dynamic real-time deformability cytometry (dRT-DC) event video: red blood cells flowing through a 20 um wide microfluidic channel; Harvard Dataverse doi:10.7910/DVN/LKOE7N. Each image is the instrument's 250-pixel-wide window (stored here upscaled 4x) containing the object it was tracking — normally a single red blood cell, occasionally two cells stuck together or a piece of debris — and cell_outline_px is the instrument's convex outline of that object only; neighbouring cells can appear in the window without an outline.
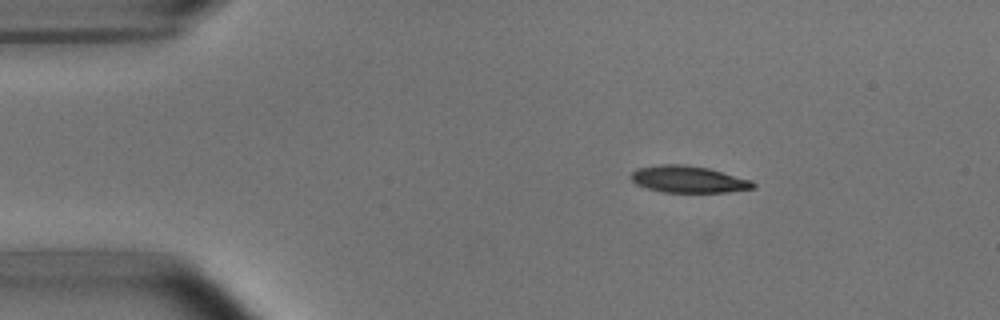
{"species": "common noctule bat (a hibernating species)", "species_latin": "Nyctalus noctula", "temperature_condition": "room temperature", "stored_images_in_passage": 4, "camera_frame_rate_fps": 3000, "um_per_image_px": 0.085, "animal": {"sex": "male", "body_mass_g": 15.6}, "frame": {"image": 1, "passage_image": 3, "time_ms": 2.333, "image_size_px": [1000, 320], "cell_outline_px": [[756, 188], [728, 192], [664, 192], [648, 188], [636, 184], [628, 176], [636, 168], [660, 164], [684, 164], [708, 168], [752, 180], [756, 184]], "centroid_in_image_um": [58.51, 15.23], "position_along_channel_um": 26.5, "area_um2": 19.19}}